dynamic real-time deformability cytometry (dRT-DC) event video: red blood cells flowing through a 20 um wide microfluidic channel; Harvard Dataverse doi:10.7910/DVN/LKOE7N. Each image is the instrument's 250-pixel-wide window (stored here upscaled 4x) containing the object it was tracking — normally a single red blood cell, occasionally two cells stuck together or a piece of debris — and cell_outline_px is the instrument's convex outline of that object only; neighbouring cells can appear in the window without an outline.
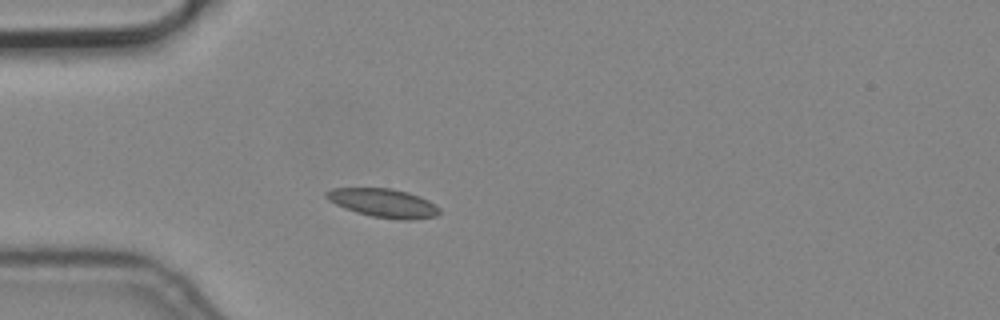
{"species": "common noctule bat (a hibernating species)", "species_latin": "Nyctalus noctula", "temperature_condition": "cold", "stored_images_in_passage": 2, "camera_frame_rate_fps": 3000, "um_per_image_px": 0.085, "animal": {"sex": "male", "body_mass_g": 19.2, "forearm_length_mm": 51.8}, "frame": {"image": 1, "passage_image": 1, "time_ms": 0.0, "image_size_px": [1000, 320], "cell_outline_px": [[440, 212], [436, 216], [408, 220], [400, 220], [372, 216], [356, 212], [344, 208], [328, 200], [324, 196], [324, 192], [332, 188], [392, 188], [408, 192], [420, 196], [436, 204], [440, 208]], "centroid_in_image_um": [32.59, 17.25], "position_along_channel_um": 52.4, "area_um2": 19.02}}